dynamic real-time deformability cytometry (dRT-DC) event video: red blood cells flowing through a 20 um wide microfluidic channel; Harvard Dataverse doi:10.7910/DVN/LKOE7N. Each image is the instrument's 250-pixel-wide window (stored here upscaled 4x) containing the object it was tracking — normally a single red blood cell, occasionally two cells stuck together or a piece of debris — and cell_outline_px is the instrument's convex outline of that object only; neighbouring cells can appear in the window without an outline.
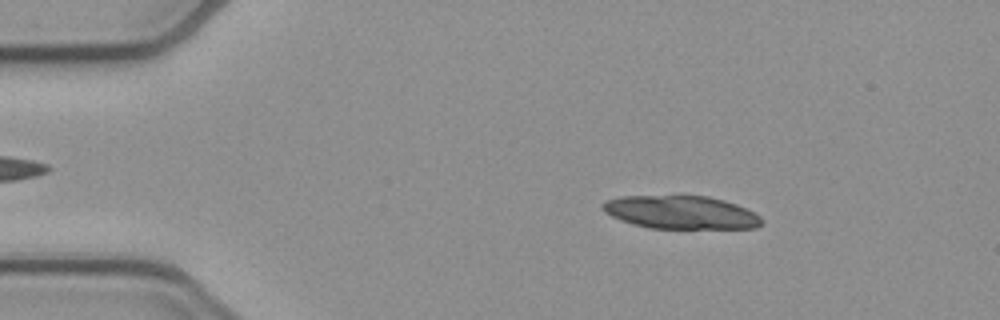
{"species": "common noctule bat (a hibernating species)", "species_latin": "Nyctalus noctula", "temperature_condition": "cold", "stored_images_in_passage": 28, "segment_of_instrument_passage": [1, 2], "camera_frame_rate_fps": 3000, "um_per_image_px": 0.085, "animal": {"sex": "female", "body_mass_g": 21.9}, "frame": {"image": 1, "passage_image": 8, "time_ms": 2.333, "image_size_px": [1000, 320], "cell_outline_px": [[764, 224], [756, 228], [648, 228], [632, 224], [620, 220], [604, 212], [600, 208], [600, 204], [604, 200], [620, 196], [708, 196], [724, 200], [736, 204], [760, 216], [764, 220]], "centroid_in_image_um": [57.84, 18.05], "position_along_channel_um": 27.2, "area_um2": 30.92}}